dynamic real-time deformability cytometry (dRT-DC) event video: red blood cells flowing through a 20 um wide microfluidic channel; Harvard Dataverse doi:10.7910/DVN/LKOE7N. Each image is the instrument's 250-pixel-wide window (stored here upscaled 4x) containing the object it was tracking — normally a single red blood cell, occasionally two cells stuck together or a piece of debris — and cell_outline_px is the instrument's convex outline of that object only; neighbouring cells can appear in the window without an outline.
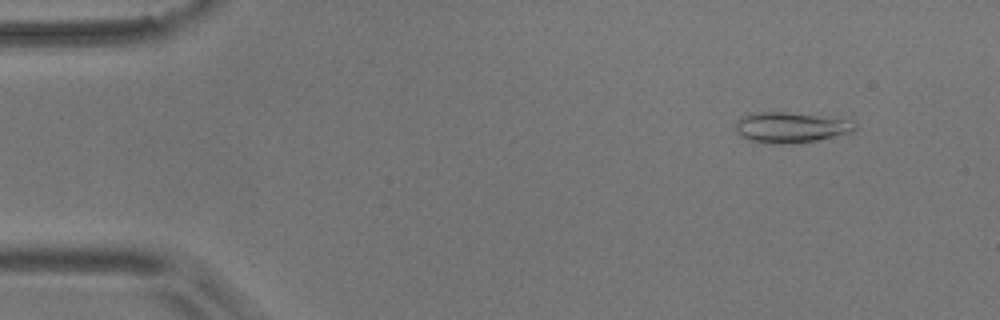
{"species": "common noctule bat (a hibernating species)", "species_latin": "Nyctalus noctula", "temperature_condition": "room temperature", "stored_images_in_passage": 57, "camera_frame_rate_fps": 3000, "um_per_image_px": 0.085, "animal": {"sex": "male", "body_mass_g": 17.9}, "frame": {"image": 1, "passage_image": 6, "time_ms": 1.667, "image_size_px": [1000, 320], "cell_outline_px": [[856, 128], [852, 132], [816, 140], [784, 144], [764, 144], [740, 136], [736, 132], [736, 120], [740, 116], [748, 112], [792, 112], [852, 120], [856, 124]], "centroid_in_image_um": [67.16, 10.81], "position_along_channel_um": 17.8, "area_um2": 21.5}}
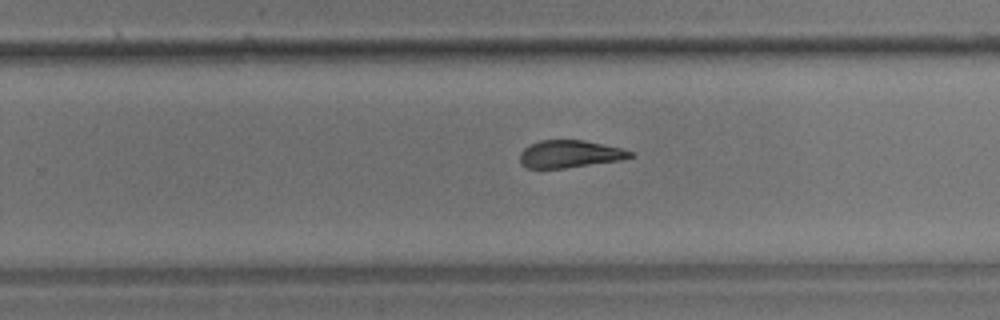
{"frame": {"image": 2, "passage_image": 37, "time_ms": 12.0, "image_size_px": [1000, 320], "cell_outline_px": [[636, 156], [620, 160], [564, 168], [528, 168], [520, 164], [520, 152], [524, 148], [540, 140], [584, 140], [620, 148], [636, 152]], "centroid_in_image_um": [48.45, 13.09], "position_along_channel_um": 281.3, "area_um2": 17.63}}
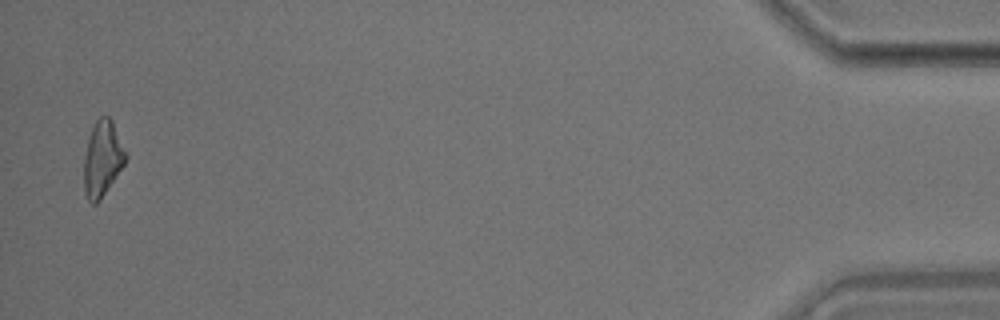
{"frame": {"image": 3, "passage_image": 56, "time_ms": 18.333, "image_size_px": [1000, 320], "cell_outline_px": [[128, 156], [124, 164], [100, 200], [96, 204], [92, 204], [88, 200], [84, 192], [84, 156], [88, 140], [92, 128], [96, 120], [100, 116], [108, 116], [112, 120], [128, 152]], "centroid_in_image_um": [8.72, 13.47], "position_along_channel_um": 426.5, "area_um2": 18.44}, "authors_computed_cell_mechanics": {"area_um2": 18.9584, "velocity_mm_per_s": 3.6323, "shape_relaxation_time_tau1_ms": 4.8051, "shape_relaxation_time_tau2_ms": 3.0727, "deformation_change_tau1": 0.1362, "deformation_change_tau2": 0.1323}}